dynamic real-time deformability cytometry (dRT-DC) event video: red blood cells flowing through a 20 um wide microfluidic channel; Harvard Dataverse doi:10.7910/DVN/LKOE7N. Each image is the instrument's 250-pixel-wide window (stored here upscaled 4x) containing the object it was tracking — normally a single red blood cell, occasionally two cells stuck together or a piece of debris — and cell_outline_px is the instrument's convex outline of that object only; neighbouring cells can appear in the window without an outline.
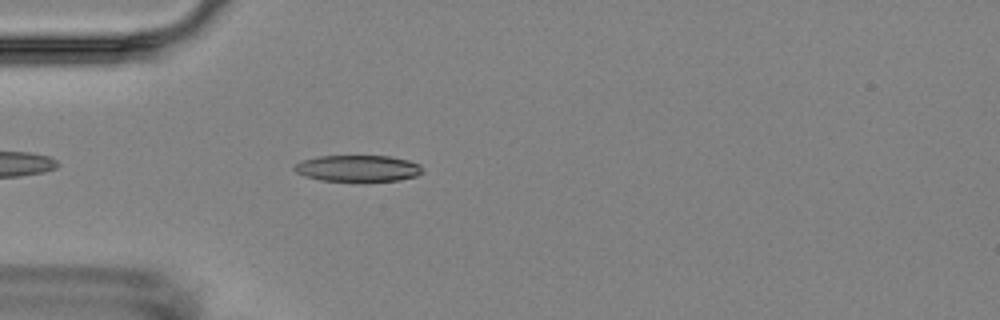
{"species": "Egyptian fruit bat (a non-hibernating species)", "species_latin": "Rousettus aegyptiacus", "temperature_condition": "room temperature", "stored_images_in_passage": 5, "camera_frame_rate_fps": 3000, "um_per_image_px": 0.085, "animal": {"sex": "female"}, "frame": {"image": 1, "passage_image": 5, "time_ms": 4.667, "image_size_px": [1000, 320], "cell_outline_px": [[424, 172], [416, 176], [400, 180], [364, 184], [320, 180], [296, 172], [292, 168], [296, 164], [304, 160], [320, 156], [388, 156], [408, 160], [420, 164]], "centroid_in_image_um": [30.48, 14.36], "position_along_channel_um": 54.5, "area_um2": 20.46}}